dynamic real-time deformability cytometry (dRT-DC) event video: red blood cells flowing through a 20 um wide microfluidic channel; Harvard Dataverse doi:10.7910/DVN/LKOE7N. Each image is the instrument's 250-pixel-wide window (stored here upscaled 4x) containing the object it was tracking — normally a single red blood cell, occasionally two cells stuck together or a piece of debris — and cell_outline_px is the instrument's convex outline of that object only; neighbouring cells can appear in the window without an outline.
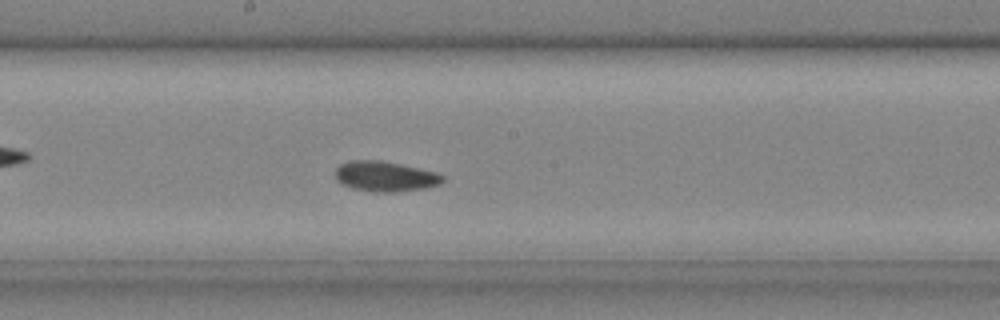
{"species": "common noctule bat (a hibernating species)", "species_latin": "Nyctalus noctula", "temperature_condition": "cold", "stored_images_in_passage": 32, "camera_frame_rate_fps": 3000, "um_per_image_px": 0.085, "animal": {"sex": "male", "body_mass_g": 20.4}, "frame": {"image": 1, "passage_image": 19, "time_ms": 6.0, "image_size_px": [1000, 320], "cell_outline_px": [[444, 180], [440, 184], [424, 188], [396, 192], [372, 192], [352, 188], [336, 180], [336, 168], [340, 164], [348, 160], [380, 160], [400, 164], [436, 172], [444, 176]], "centroid_in_image_um": [32.73, 14.99], "position_along_channel_um": 215.5, "area_um2": 18.9}}